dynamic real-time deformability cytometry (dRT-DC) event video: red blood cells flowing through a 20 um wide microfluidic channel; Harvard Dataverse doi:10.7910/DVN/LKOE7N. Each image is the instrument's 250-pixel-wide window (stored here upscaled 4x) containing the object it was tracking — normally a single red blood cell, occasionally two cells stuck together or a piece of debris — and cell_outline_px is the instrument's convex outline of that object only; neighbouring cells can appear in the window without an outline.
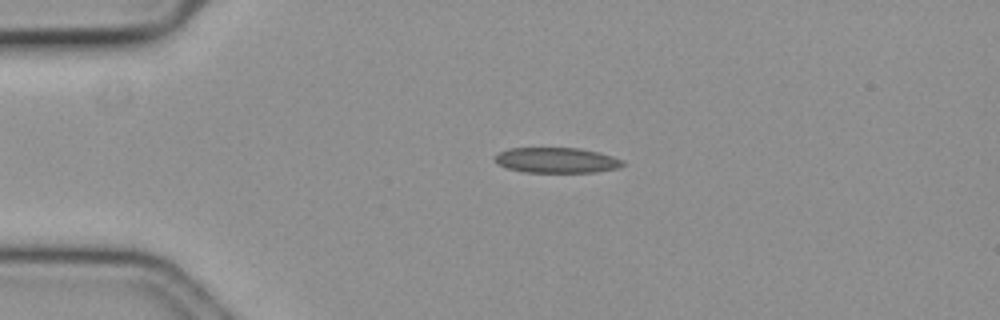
{"species": "common noctule bat (a hibernating species)", "species_latin": "Nyctalus noctula", "temperature_condition": "cold", "stored_images_in_passage": 50, "camera_frame_rate_fps": 3000, "um_per_image_px": 0.085, "animal": {"sex": "female", "body_mass_g": 19.3, "forearm_length_mm": 54.1}, "frame": {"image": 1, "passage_image": 5, "time_ms": 1.333, "image_size_px": [1000, 320], "cell_outline_px": [[624, 164], [616, 168], [596, 172], [524, 172], [508, 168], [496, 164], [492, 156], [496, 152], [508, 148], [580, 148], [612, 156], [624, 160]], "centroid_in_image_um": [47.23, 13.61], "position_along_channel_um": 37.8, "area_um2": 19.02}}
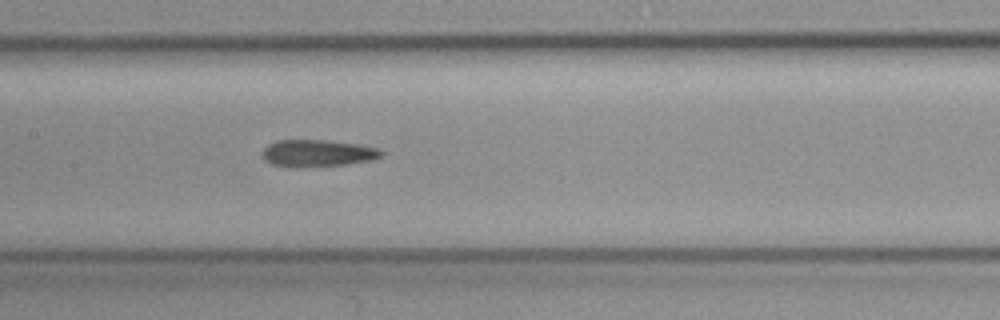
{"frame": {"image": 2, "passage_image": 20, "time_ms": 6.333, "image_size_px": [1000, 320], "cell_outline_px": [[384, 156], [372, 160], [344, 164], [288, 168], [272, 164], [264, 160], [264, 148], [268, 144], [276, 140], [324, 140], [356, 144], [380, 148], [384, 152]], "centroid_in_image_um": [27.0, 13.02], "position_along_channel_um": 180.4, "area_um2": 18.73}}
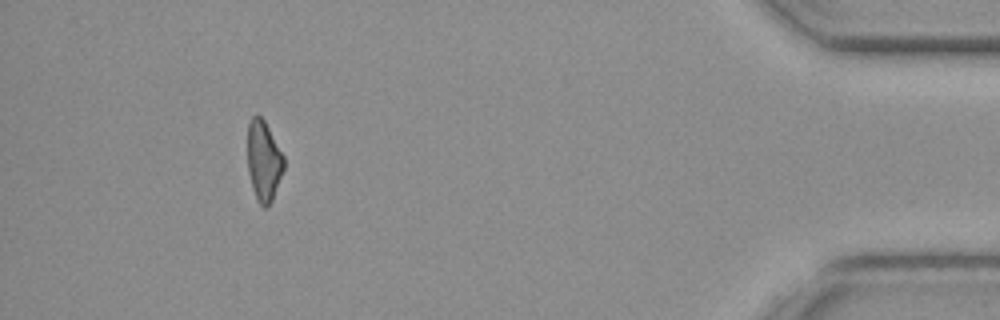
{"frame": {"image": 3, "passage_image": 45, "time_ms": 14.667, "image_size_px": [1000, 320], "cell_outline_px": [[284, 168], [272, 200], [264, 208], [256, 200], [252, 188], [248, 172], [248, 124], [252, 116], [256, 112], [264, 120], [284, 156]], "centroid_in_image_um": [22.4, 13.66], "position_along_channel_um": 412.8, "area_um2": 16.94}, "authors_computed_cell_mechanics": {"area_um2": 18.6116, "velocity_mm_per_s": 3.5703, "shape_relaxation_time_tau1_ms": null, "shape_relaxation_time_tau2_ms": 2.7763, "deformation_change_tau1": null, "deformation_change_tau2": 0.095}}